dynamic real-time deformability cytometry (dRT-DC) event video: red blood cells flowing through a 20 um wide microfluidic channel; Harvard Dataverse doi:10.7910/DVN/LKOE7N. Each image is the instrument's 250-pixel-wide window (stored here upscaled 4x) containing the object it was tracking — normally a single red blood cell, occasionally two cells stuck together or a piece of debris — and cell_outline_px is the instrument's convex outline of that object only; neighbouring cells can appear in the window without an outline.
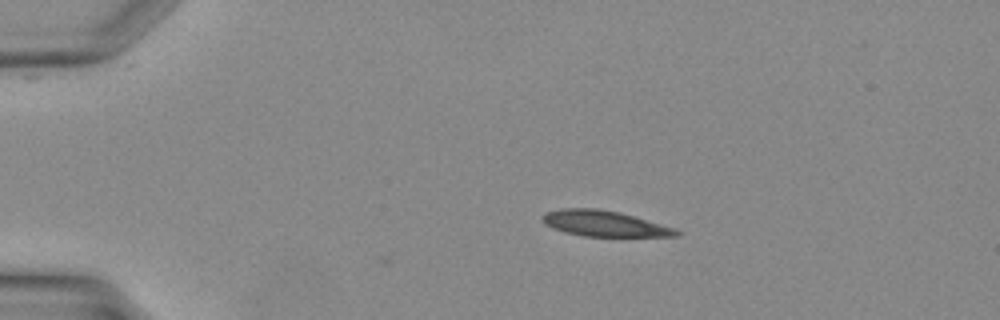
{"species": "Egyptian fruit bat (a non-hibernating species)", "species_latin": "Rousettus aegyptiacus", "temperature_condition": "warm", "stored_images_in_passage": 14, "camera_frame_rate_fps": 3000, "um_per_image_px": 0.085, "animal": {"sex": "female"}, "frame": {"image": 1, "passage_image": 1, "time_ms": 0.0, "image_size_px": [1000, 320], "cell_outline_px": [[680, 236], [584, 236], [564, 232], [552, 228], [544, 224], [540, 220], [544, 212], [560, 208], [596, 208], [620, 212], [676, 228], [680, 232]], "centroid_in_image_um": [51.32, 18.99], "position_along_channel_um": 33.7, "area_um2": 20.23}}
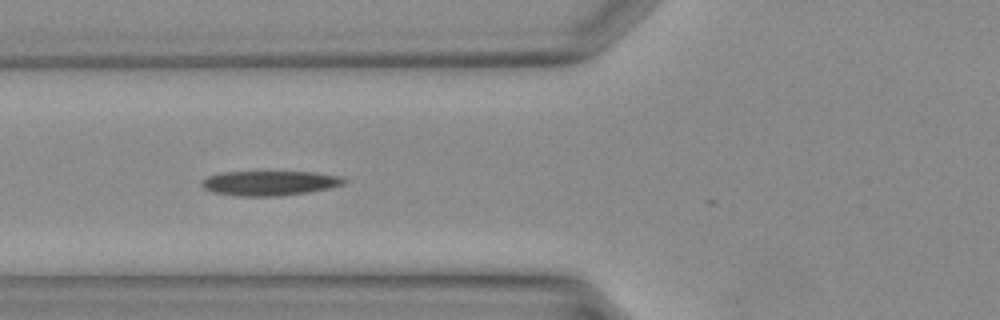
{"frame": {"image": 2, "passage_image": 8, "time_ms": 2.333, "image_size_px": [1000, 320], "cell_outline_px": [[348, 180], [344, 184], [328, 188], [280, 196], [240, 196], [212, 192], [204, 188], [200, 184], [200, 180], [208, 176], [220, 172], [312, 172], [336, 176]], "centroid_in_image_um": [22.84, 15.56], "position_along_channel_um": 103.0, "area_um2": 20.29}}